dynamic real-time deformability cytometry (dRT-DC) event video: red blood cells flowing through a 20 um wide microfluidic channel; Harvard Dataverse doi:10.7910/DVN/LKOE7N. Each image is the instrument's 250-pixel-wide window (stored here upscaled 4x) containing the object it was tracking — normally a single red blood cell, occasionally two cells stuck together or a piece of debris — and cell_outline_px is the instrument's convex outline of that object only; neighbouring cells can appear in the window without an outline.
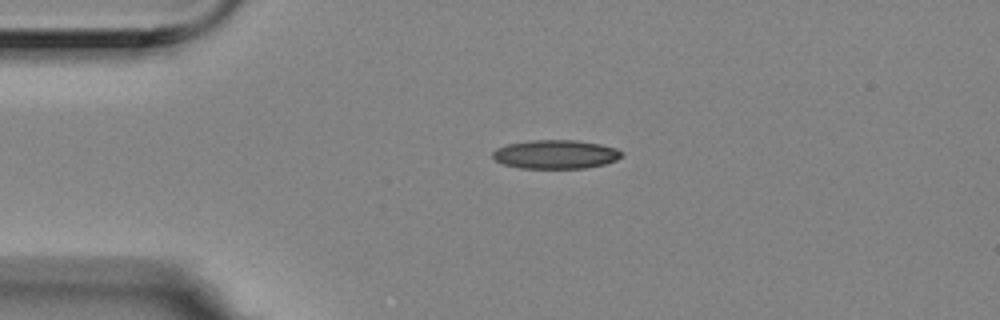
{"species": "Egyptian fruit bat (a non-hibernating species)", "species_latin": "Rousettus aegyptiacus", "temperature_condition": "room temperature", "stored_images_in_passage": 3, "camera_frame_rate_fps": 3000, "um_per_image_px": 0.085, "animal": {"sex": "female"}, "frame": {"image": 1, "passage_image": 2, "time_ms": 0.333, "image_size_px": [1000, 320], "cell_outline_px": [[624, 156], [616, 160], [604, 164], [584, 168], [520, 168], [504, 164], [496, 160], [492, 156], [492, 152], [496, 148], [508, 144], [528, 140], [576, 140], [600, 144], [616, 148], [624, 152]], "centroid_in_image_um": [47.25, 13.11], "position_along_channel_um": 37.8, "area_um2": 21.73}}